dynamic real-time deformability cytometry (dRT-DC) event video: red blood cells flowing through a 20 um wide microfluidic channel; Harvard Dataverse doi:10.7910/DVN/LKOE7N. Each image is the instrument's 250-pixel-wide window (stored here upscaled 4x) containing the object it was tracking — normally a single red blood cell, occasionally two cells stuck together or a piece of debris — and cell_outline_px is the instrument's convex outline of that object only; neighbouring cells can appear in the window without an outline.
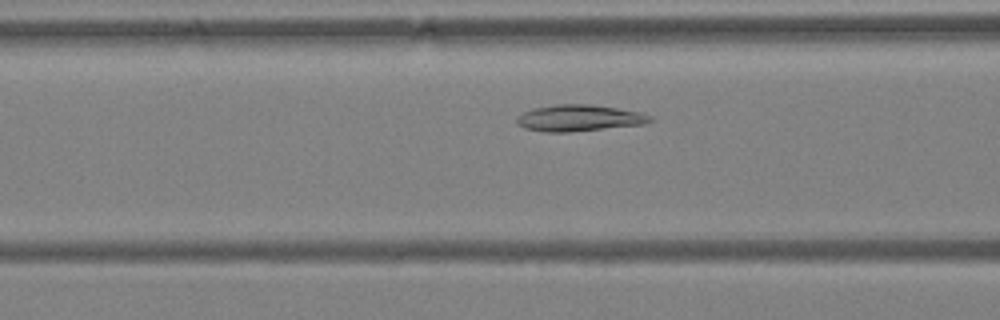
{"species": "Egyptian fruit bat (a non-hibernating species)", "species_latin": "Rousettus aegyptiacus", "temperature_condition": "warm", "stored_images_in_passage": 35, "camera_frame_rate_fps": 3000, "um_per_image_px": 0.085, "animal": {"sex": "female"}, "frame": {"image": 1, "passage_image": 5, "time_ms": 1.333, "image_size_px": [1000, 320], "cell_outline_px": [[652, 120], [644, 124], [568, 132], [544, 132], [524, 128], [516, 120], [516, 116], [532, 108], [556, 104], [592, 104], [640, 112], [652, 116]], "centroid_in_image_um": [49.2, 10.02], "position_along_channel_um": 117.4, "area_um2": 20.46}}
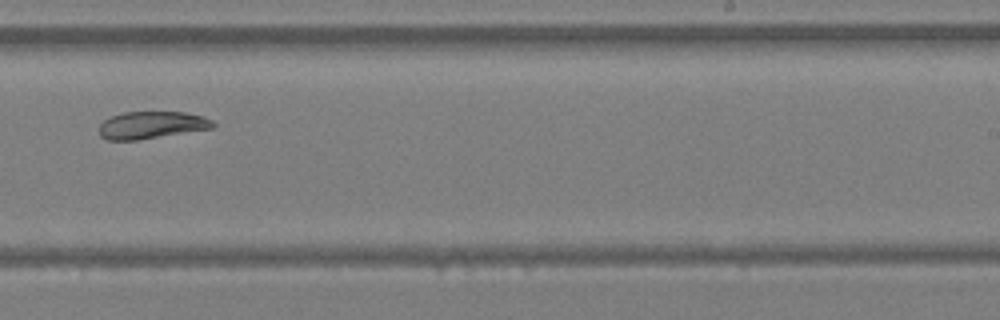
{"frame": {"image": 2, "passage_image": 17, "time_ms": 5.333, "image_size_px": [1000, 320], "cell_outline_px": [[216, 124], [212, 128], [140, 140], [108, 140], [100, 136], [100, 124], [104, 120], [112, 116], [124, 112], [184, 112], [200, 116], [212, 120]], "centroid_in_image_um": [12.87, 10.64], "position_along_channel_um": 276.1, "area_um2": 17.98}}
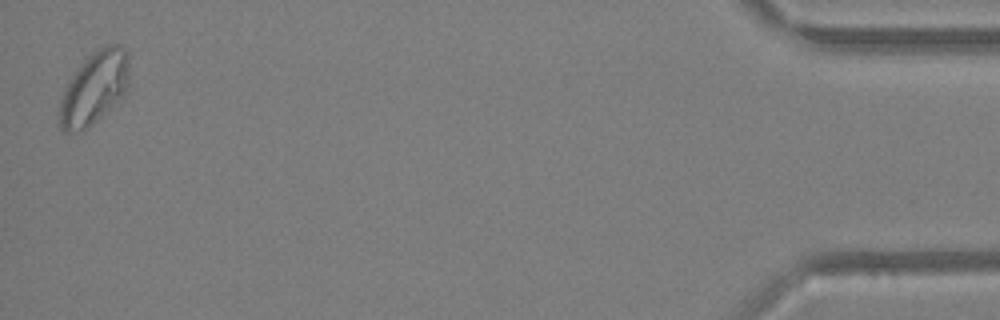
{"frame": {"image": 3, "passage_image": 35, "time_ms": 11.333, "image_size_px": [1000, 320], "cell_outline_px": [[128, 88], [124, 96], [92, 124], [80, 132], [64, 132], [60, 128], [56, 116], [60, 96], [68, 80], [76, 68], [96, 48], [104, 44], [120, 44], [128, 52]], "centroid_in_image_um": [7.96, 7.48], "position_along_channel_um": 427.2, "area_um2": 30.4}, "authors_computed_cell_mechanics": {"area_um2": 19.9988, "velocity_mm_per_s": 3.9852, "shape_relaxation_time_tau1_ms": 8.0188, "shape_relaxation_time_tau2_ms": 2.0632, "deformation_change_tau1": 0.1607, "deformation_change_tau2": 0.0544}}